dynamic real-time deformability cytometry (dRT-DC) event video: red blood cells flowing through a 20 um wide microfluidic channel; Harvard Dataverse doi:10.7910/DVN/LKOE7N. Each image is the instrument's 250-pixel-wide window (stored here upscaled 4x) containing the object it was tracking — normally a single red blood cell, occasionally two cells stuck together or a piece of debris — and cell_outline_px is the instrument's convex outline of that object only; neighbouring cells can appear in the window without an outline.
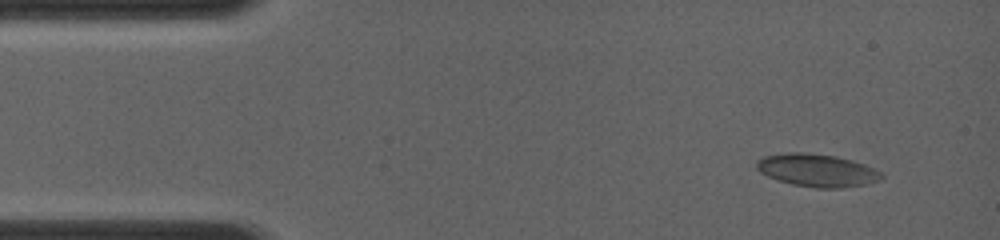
{"species": "common noctule bat (a hibernating species)", "species_latin": "Nyctalus noctula", "temperature_condition": "room temperature", "stored_images_in_passage": 9, "camera_frame_rate_fps": 4000, "um_per_image_px": 0.085, "animal": {"sex": "female", "body_mass_g": 19.0, "forearm_length_mm": 56.7}, "frame": {"image": 1, "passage_image": 1, "time_ms": 0.0, "image_size_px": [1000, 240], "cell_outline_px": [[884, 176], [880, 180], [864, 184], [840, 188], [816, 188], [792, 184], [776, 180], [760, 172], [756, 168], [756, 160], [764, 156], [784, 152], [804, 152], [836, 156], [852, 160], [864, 164], [880, 172]], "centroid_in_image_um": [69.4, 14.47], "position_along_channel_um": 15.6, "area_um2": 23.87}}
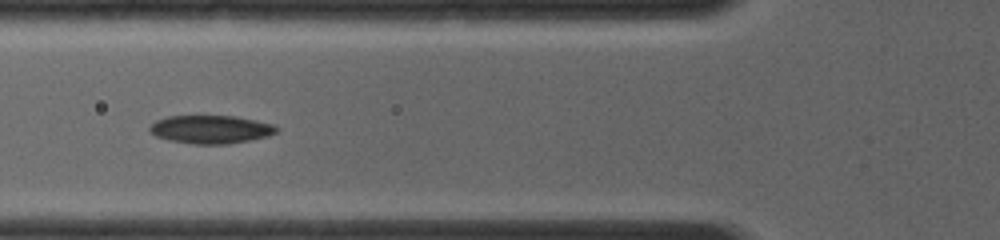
{"frame": {"image": 2, "passage_image": 6, "time_ms": 4.0, "image_size_px": [1000, 240], "cell_outline_px": [[280, 128], [276, 132], [268, 136], [228, 144], [192, 144], [168, 140], [156, 136], [148, 128], [156, 120], [168, 116], [236, 116], [276, 124]], "centroid_in_image_um": [17.95, 10.99], "position_along_channel_um": 107.9, "area_um2": 20.92}}
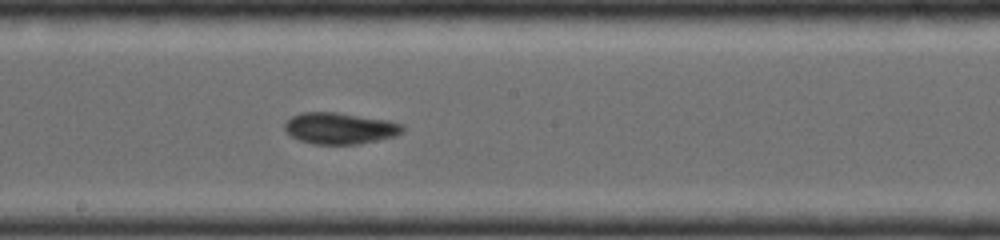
{"frame": {"image": 3, "passage_image": 9, "time_ms": 6.5, "image_size_px": [1000, 240], "cell_outline_px": [[404, 132], [396, 136], [360, 144], [316, 144], [300, 140], [292, 136], [284, 128], [284, 124], [292, 116], [300, 112], [336, 112], [388, 120], [404, 124]], "centroid_in_image_um": [28.93, 10.9], "position_along_channel_um": 219.3, "area_um2": 21.62}}